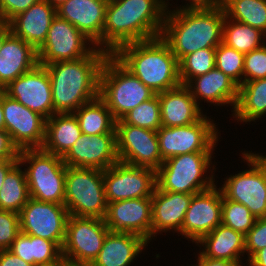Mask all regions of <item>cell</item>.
<instances>
[{
	"label": "cell",
	"mask_w": 266,
	"mask_h": 266,
	"mask_svg": "<svg viewBox=\"0 0 266 266\" xmlns=\"http://www.w3.org/2000/svg\"><path fill=\"white\" fill-rule=\"evenodd\" d=\"M40 0H0V22L9 23Z\"/></svg>",
	"instance_id": "43"
},
{
	"label": "cell",
	"mask_w": 266,
	"mask_h": 266,
	"mask_svg": "<svg viewBox=\"0 0 266 266\" xmlns=\"http://www.w3.org/2000/svg\"><path fill=\"white\" fill-rule=\"evenodd\" d=\"M73 114L83 134H116V120L99 96L80 106Z\"/></svg>",
	"instance_id": "31"
},
{
	"label": "cell",
	"mask_w": 266,
	"mask_h": 266,
	"mask_svg": "<svg viewBox=\"0 0 266 266\" xmlns=\"http://www.w3.org/2000/svg\"><path fill=\"white\" fill-rule=\"evenodd\" d=\"M212 152L181 154L165 160L156 171V187L165 192L197 194L212 188L213 176L202 178Z\"/></svg>",
	"instance_id": "8"
},
{
	"label": "cell",
	"mask_w": 266,
	"mask_h": 266,
	"mask_svg": "<svg viewBox=\"0 0 266 266\" xmlns=\"http://www.w3.org/2000/svg\"><path fill=\"white\" fill-rule=\"evenodd\" d=\"M66 166L106 170L119 161L116 134L81 136L62 157Z\"/></svg>",
	"instance_id": "19"
},
{
	"label": "cell",
	"mask_w": 266,
	"mask_h": 266,
	"mask_svg": "<svg viewBox=\"0 0 266 266\" xmlns=\"http://www.w3.org/2000/svg\"><path fill=\"white\" fill-rule=\"evenodd\" d=\"M5 94L43 116L46 120L54 114L50 76L45 66L32 70L4 87Z\"/></svg>",
	"instance_id": "17"
},
{
	"label": "cell",
	"mask_w": 266,
	"mask_h": 266,
	"mask_svg": "<svg viewBox=\"0 0 266 266\" xmlns=\"http://www.w3.org/2000/svg\"><path fill=\"white\" fill-rule=\"evenodd\" d=\"M223 9L228 19L250 25L266 34V0H230Z\"/></svg>",
	"instance_id": "35"
},
{
	"label": "cell",
	"mask_w": 266,
	"mask_h": 266,
	"mask_svg": "<svg viewBox=\"0 0 266 266\" xmlns=\"http://www.w3.org/2000/svg\"><path fill=\"white\" fill-rule=\"evenodd\" d=\"M106 0H67L56 8L59 17L74 25L94 46H102Z\"/></svg>",
	"instance_id": "21"
},
{
	"label": "cell",
	"mask_w": 266,
	"mask_h": 266,
	"mask_svg": "<svg viewBox=\"0 0 266 266\" xmlns=\"http://www.w3.org/2000/svg\"><path fill=\"white\" fill-rule=\"evenodd\" d=\"M64 205L69 215L104 219L108 203L103 171L67 166Z\"/></svg>",
	"instance_id": "7"
},
{
	"label": "cell",
	"mask_w": 266,
	"mask_h": 266,
	"mask_svg": "<svg viewBox=\"0 0 266 266\" xmlns=\"http://www.w3.org/2000/svg\"><path fill=\"white\" fill-rule=\"evenodd\" d=\"M20 232L19 213L0 210V250L9 249Z\"/></svg>",
	"instance_id": "41"
},
{
	"label": "cell",
	"mask_w": 266,
	"mask_h": 266,
	"mask_svg": "<svg viewBox=\"0 0 266 266\" xmlns=\"http://www.w3.org/2000/svg\"><path fill=\"white\" fill-rule=\"evenodd\" d=\"M68 218L65 205L29 198L19 213L20 231L53 241L62 248Z\"/></svg>",
	"instance_id": "14"
},
{
	"label": "cell",
	"mask_w": 266,
	"mask_h": 266,
	"mask_svg": "<svg viewBox=\"0 0 266 266\" xmlns=\"http://www.w3.org/2000/svg\"><path fill=\"white\" fill-rule=\"evenodd\" d=\"M249 260L250 266H266V247L257 251Z\"/></svg>",
	"instance_id": "48"
},
{
	"label": "cell",
	"mask_w": 266,
	"mask_h": 266,
	"mask_svg": "<svg viewBox=\"0 0 266 266\" xmlns=\"http://www.w3.org/2000/svg\"><path fill=\"white\" fill-rule=\"evenodd\" d=\"M17 163L18 159H8L0 165V189L4 183L5 176Z\"/></svg>",
	"instance_id": "47"
},
{
	"label": "cell",
	"mask_w": 266,
	"mask_h": 266,
	"mask_svg": "<svg viewBox=\"0 0 266 266\" xmlns=\"http://www.w3.org/2000/svg\"><path fill=\"white\" fill-rule=\"evenodd\" d=\"M107 203L152 197L156 188V171L118 161L103 171Z\"/></svg>",
	"instance_id": "13"
},
{
	"label": "cell",
	"mask_w": 266,
	"mask_h": 266,
	"mask_svg": "<svg viewBox=\"0 0 266 266\" xmlns=\"http://www.w3.org/2000/svg\"><path fill=\"white\" fill-rule=\"evenodd\" d=\"M244 54L221 42L215 51V67L230 77L238 86L243 83ZM242 75V76H241ZM241 76V77H240ZM240 77V78H239Z\"/></svg>",
	"instance_id": "39"
},
{
	"label": "cell",
	"mask_w": 266,
	"mask_h": 266,
	"mask_svg": "<svg viewBox=\"0 0 266 266\" xmlns=\"http://www.w3.org/2000/svg\"><path fill=\"white\" fill-rule=\"evenodd\" d=\"M235 116L243 122L256 120L266 114V78L242 83L238 90Z\"/></svg>",
	"instance_id": "32"
},
{
	"label": "cell",
	"mask_w": 266,
	"mask_h": 266,
	"mask_svg": "<svg viewBox=\"0 0 266 266\" xmlns=\"http://www.w3.org/2000/svg\"><path fill=\"white\" fill-rule=\"evenodd\" d=\"M198 243L202 246L205 244V250L200 253L201 256L228 260L240 266L239 255L245 252V235L221 223L202 237Z\"/></svg>",
	"instance_id": "29"
},
{
	"label": "cell",
	"mask_w": 266,
	"mask_h": 266,
	"mask_svg": "<svg viewBox=\"0 0 266 266\" xmlns=\"http://www.w3.org/2000/svg\"><path fill=\"white\" fill-rule=\"evenodd\" d=\"M81 134L78 120L73 113H56V116L53 114L46 120L42 149L63 157Z\"/></svg>",
	"instance_id": "28"
},
{
	"label": "cell",
	"mask_w": 266,
	"mask_h": 266,
	"mask_svg": "<svg viewBox=\"0 0 266 266\" xmlns=\"http://www.w3.org/2000/svg\"><path fill=\"white\" fill-rule=\"evenodd\" d=\"M0 266H34L7 250H0Z\"/></svg>",
	"instance_id": "45"
},
{
	"label": "cell",
	"mask_w": 266,
	"mask_h": 266,
	"mask_svg": "<svg viewBox=\"0 0 266 266\" xmlns=\"http://www.w3.org/2000/svg\"><path fill=\"white\" fill-rule=\"evenodd\" d=\"M117 155L120 162L155 171L163 163L157 131L116 121Z\"/></svg>",
	"instance_id": "12"
},
{
	"label": "cell",
	"mask_w": 266,
	"mask_h": 266,
	"mask_svg": "<svg viewBox=\"0 0 266 266\" xmlns=\"http://www.w3.org/2000/svg\"><path fill=\"white\" fill-rule=\"evenodd\" d=\"M215 124L206 117L187 126L165 127L157 130L162 161L193 152H212L218 141Z\"/></svg>",
	"instance_id": "10"
},
{
	"label": "cell",
	"mask_w": 266,
	"mask_h": 266,
	"mask_svg": "<svg viewBox=\"0 0 266 266\" xmlns=\"http://www.w3.org/2000/svg\"><path fill=\"white\" fill-rule=\"evenodd\" d=\"M18 162L5 176L0 189V210L20 213L29 196L25 171Z\"/></svg>",
	"instance_id": "33"
},
{
	"label": "cell",
	"mask_w": 266,
	"mask_h": 266,
	"mask_svg": "<svg viewBox=\"0 0 266 266\" xmlns=\"http://www.w3.org/2000/svg\"><path fill=\"white\" fill-rule=\"evenodd\" d=\"M5 160L0 156V165L4 162Z\"/></svg>",
	"instance_id": "57"
},
{
	"label": "cell",
	"mask_w": 266,
	"mask_h": 266,
	"mask_svg": "<svg viewBox=\"0 0 266 266\" xmlns=\"http://www.w3.org/2000/svg\"><path fill=\"white\" fill-rule=\"evenodd\" d=\"M45 1L49 2L53 7L57 8L62 3L66 2L67 0H45Z\"/></svg>",
	"instance_id": "53"
},
{
	"label": "cell",
	"mask_w": 266,
	"mask_h": 266,
	"mask_svg": "<svg viewBox=\"0 0 266 266\" xmlns=\"http://www.w3.org/2000/svg\"><path fill=\"white\" fill-rule=\"evenodd\" d=\"M18 162L30 164L25 170L30 198L64 205L67 166L62 157L42 148L23 149Z\"/></svg>",
	"instance_id": "6"
},
{
	"label": "cell",
	"mask_w": 266,
	"mask_h": 266,
	"mask_svg": "<svg viewBox=\"0 0 266 266\" xmlns=\"http://www.w3.org/2000/svg\"><path fill=\"white\" fill-rule=\"evenodd\" d=\"M96 47L85 57L44 65L49 73L54 114L74 113L99 96V76L108 53Z\"/></svg>",
	"instance_id": "2"
},
{
	"label": "cell",
	"mask_w": 266,
	"mask_h": 266,
	"mask_svg": "<svg viewBox=\"0 0 266 266\" xmlns=\"http://www.w3.org/2000/svg\"><path fill=\"white\" fill-rule=\"evenodd\" d=\"M4 88H0V130H5L4 112L2 108V92Z\"/></svg>",
	"instance_id": "52"
},
{
	"label": "cell",
	"mask_w": 266,
	"mask_h": 266,
	"mask_svg": "<svg viewBox=\"0 0 266 266\" xmlns=\"http://www.w3.org/2000/svg\"><path fill=\"white\" fill-rule=\"evenodd\" d=\"M192 83H195V86ZM186 86L190 89L196 102L201 97L210 103L232 104L235 109L239 86L216 67L193 78Z\"/></svg>",
	"instance_id": "26"
},
{
	"label": "cell",
	"mask_w": 266,
	"mask_h": 266,
	"mask_svg": "<svg viewBox=\"0 0 266 266\" xmlns=\"http://www.w3.org/2000/svg\"><path fill=\"white\" fill-rule=\"evenodd\" d=\"M8 250L34 266L53 262L62 256V248L57 243L22 232Z\"/></svg>",
	"instance_id": "30"
},
{
	"label": "cell",
	"mask_w": 266,
	"mask_h": 266,
	"mask_svg": "<svg viewBox=\"0 0 266 266\" xmlns=\"http://www.w3.org/2000/svg\"><path fill=\"white\" fill-rule=\"evenodd\" d=\"M222 198L220 189L212 188L194 194L186 211L182 235L196 243L217 228L222 222Z\"/></svg>",
	"instance_id": "20"
},
{
	"label": "cell",
	"mask_w": 266,
	"mask_h": 266,
	"mask_svg": "<svg viewBox=\"0 0 266 266\" xmlns=\"http://www.w3.org/2000/svg\"><path fill=\"white\" fill-rule=\"evenodd\" d=\"M243 155L252 168L227 178L221 192L246 206L256 219L266 217V168L253 153Z\"/></svg>",
	"instance_id": "11"
},
{
	"label": "cell",
	"mask_w": 266,
	"mask_h": 266,
	"mask_svg": "<svg viewBox=\"0 0 266 266\" xmlns=\"http://www.w3.org/2000/svg\"><path fill=\"white\" fill-rule=\"evenodd\" d=\"M38 64L37 50L11 32L0 50V88L6 87Z\"/></svg>",
	"instance_id": "24"
},
{
	"label": "cell",
	"mask_w": 266,
	"mask_h": 266,
	"mask_svg": "<svg viewBox=\"0 0 266 266\" xmlns=\"http://www.w3.org/2000/svg\"><path fill=\"white\" fill-rule=\"evenodd\" d=\"M165 10L167 4L163 0H121L108 4L102 30V45L105 46L102 49L114 54L125 44L160 37Z\"/></svg>",
	"instance_id": "1"
},
{
	"label": "cell",
	"mask_w": 266,
	"mask_h": 266,
	"mask_svg": "<svg viewBox=\"0 0 266 266\" xmlns=\"http://www.w3.org/2000/svg\"><path fill=\"white\" fill-rule=\"evenodd\" d=\"M244 54L243 83L266 78V44Z\"/></svg>",
	"instance_id": "40"
},
{
	"label": "cell",
	"mask_w": 266,
	"mask_h": 266,
	"mask_svg": "<svg viewBox=\"0 0 266 266\" xmlns=\"http://www.w3.org/2000/svg\"><path fill=\"white\" fill-rule=\"evenodd\" d=\"M18 149L12 144L6 130H0V156L4 160L18 159Z\"/></svg>",
	"instance_id": "44"
},
{
	"label": "cell",
	"mask_w": 266,
	"mask_h": 266,
	"mask_svg": "<svg viewBox=\"0 0 266 266\" xmlns=\"http://www.w3.org/2000/svg\"><path fill=\"white\" fill-rule=\"evenodd\" d=\"M11 33L9 24L0 22V50L4 39Z\"/></svg>",
	"instance_id": "50"
},
{
	"label": "cell",
	"mask_w": 266,
	"mask_h": 266,
	"mask_svg": "<svg viewBox=\"0 0 266 266\" xmlns=\"http://www.w3.org/2000/svg\"><path fill=\"white\" fill-rule=\"evenodd\" d=\"M216 47L199 49L184 56L179 61L181 84L187 85L193 78L203 75L215 68Z\"/></svg>",
	"instance_id": "36"
},
{
	"label": "cell",
	"mask_w": 266,
	"mask_h": 266,
	"mask_svg": "<svg viewBox=\"0 0 266 266\" xmlns=\"http://www.w3.org/2000/svg\"><path fill=\"white\" fill-rule=\"evenodd\" d=\"M229 1L230 0H214V8H216V7H223Z\"/></svg>",
	"instance_id": "54"
},
{
	"label": "cell",
	"mask_w": 266,
	"mask_h": 266,
	"mask_svg": "<svg viewBox=\"0 0 266 266\" xmlns=\"http://www.w3.org/2000/svg\"><path fill=\"white\" fill-rule=\"evenodd\" d=\"M89 39L74 25L56 15L43 45L37 50L39 65L73 61L87 56L94 48H86Z\"/></svg>",
	"instance_id": "16"
},
{
	"label": "cell",
	"mask_w": 266,
	"mask_h": 266,
	"mask_svg": "<svg viewBox=\"0 0 266 266\" xmlns=\"http://www.w3.org/2000/svg\"><path fill=\"white\" fill-rule=\"evenodd\" d=\"M160 103L162 126H187L199 121L201 109L186 85L157 94Z\"/></svg>",
	"instance_id": "25"
},
{
	"label": "cell",
	"mask_w": 266,
	"mask_h": 266,
	"mask_svg": "<svg viewBox=\"0 0 266 266\" xmlns=\"http://www.w3.org/2000/svg\"><path fill=\"white\" fill-rule=\"evenodd\" d=\"M227 19L225 17L223 23V43L243 54H247L263 46L260 40L262 38L261 36L265 37L266 34L260 29L235 20L227 21Z\"/></svg>",
	"instance_id": "34"
},
{
	"label": "cell",
	"mask_w": 266,
	"mask_h": 266,
	"mask_svg": "<svg viewBox=\"0 0 266 266\" xmlns=\"http://www.w3.org/2000/svg\"><path fill=\"white\" fill-rule=\"evenodd\" d=\"M109 231L104 219L69 215L62 255L72 266H90Z\"/></svg>",
	"instance_id": "9"
},
{
	"label": "cell",
	"mask_w": 266,
	"mask_h": 266,
	"mask_svg": "<svg viewBox=\"0 0 266 266\" xmlns=\"http://www.w3.org/2000/svg\"><path fill=\"white\" fill-rule=\"evenodd\" d=\"M167 13L160 37L178 61L199 49L217 47L222 42L226 17L223 7L180 8Z\"/></svg>",
	"instance_id": "3"
},
{
	"label": "cell",
	"mask_w": 266,
	"mask_h": 266,
	"mask_svg": "<svg viewBox=\"0 0 266 266\" xmlns=\"http://www.w3.org/2000/svg\"><path fill=\"white\" fill-rule=\"evenodd\" d=\"M256 218L250 210L238 202L222 198V224L246 235L254 226Z\"/></svg>",
	"instance_id": "38"
},
{
	"label": "cell",
	"mask_w": 266,
	"mask_h": 266,
	"mask_svg": "<svg viewBox=\"0 0 266 266\" xmlns=\"http://www.w3.org/2000/svg\"><path fill=\"white\" fill-rule=\"evenodd\" d=\"M147 243L136 234L109 231L90 266H128Z\"/></svg>",
	"instance_id": "27"
},
{
	"label": "cell",
	"mask_w": 266,
	"mask_h": 266,
	"mask_svg": "<svg viewBox=\"0 0 266 266\" xmlns=\"http://www.w3.org/2000/svg\"><path fill=\"white\" fill-rule=\"evenodd\" d=\"M105 225L113 232L132 233L151 239L152 198H136L108 203Z\"/></svg>",
	"instance_id": "18"
},
{
	"label": "cell",
	"mask_w": 266,
	"mask_h": 266,
	"mask_svg": "<svg viewBox=\"0 0 266 266\" xmlns=\"http://www.w3.org/2000/svg\"><path fill=\"white\" fill-rule=\"evenodd\" d=\"M5 130L18 149L42 148L45 140L46 119L22 103L2 92Z\"/></svg>",
	"instance_id": "15"
},
{
	"label": "cell",
	"mask_w": 266,
	"mask_h": 266,
	"mask_svg": "<svg viewBox=\"0 0 266 266\" xmlns=\"http://www.w3.org/2000/svg\"><path fill=\"white\" fill-rule=\"evenodd\" d=\"M160 113L159 97L155 94L127 112L121 120L126 124L157 131L162 126Z\"/></svg>",
	"instance_id": "37"
},
{
	"label": "cell",
	"mask_w": 266,
	"mask_h": 266,
	"mask_svg": "<svg viewBox=\"0 0 266 266\" xmlns=\"http://www.w3.org/2000/svg\"><path fill=\"white\" fill-rule=\"evenodd\" d=\"M191 4L183 6L185 8L199 9V8H214V0H190Z\"/></svg>",
	"instance_id": "49"
},
{
	"label": "cell",
	"mask_w": 266,
	"mask_h": 266,
	"mask_svg": "<svg viewBox=\"0 0 266 266\" xmlns=\"http://www.w3.org/2000/svg\"><path fill=\"white\" fill-rule=\"evenodd\" d=\"M56 8L40 0L15 16L8 24L11 32L38 50L46 40Z\"/></svg>",
	"instance_id": "22"
},
{
	"label": "cell",
	"mask_w": 266,
	"mask_h": 266,
	"mask_svg": "<svg viewBox=\"0 0 266 266\" xmlns=\"http://www.w3.org/2000/svg\"><path fill=\"white\" fill-rule=\"evenodd\" d=\"M260 161H261V163L265 166V168H266V156L264 157V156H260V155H258V154H254Z\"/></svg>",
	"instance_id": "55"
},
{
	"label": "cell",
	"mask_w": 266,
	"mask_h": 266,
	"mask_svg": "<svg viewBox=\"0 0 266 266\" xmlns=\"http://www.w3.org/2000/svg\"><path fill=\"white\" fill-rule=\"evenodd\" d=\"M194 194L165 192L155 188L152 195L151 237L159 231L176 229L182 234V225Z\"/></svg>",
	"instance_id": "23"
},
{
	"label": "cell",
	"mask_w": 266,
	"mask_h": 266,
	"mask_svg": "<svg viewBox=\"0 0 266 266\" xmlns=\"http://www.w3.org/2000/svg\"><path fill=\"white\" fill-rule=\"evenodd\" d=\"M155 94L113 54H108L100 71L99 97L116 121Z\"/></svg>",
	"instance_id": "5"
},
{
	"label": "cell",
	"mask_w": 266,
	"mask_h": 266,
	"mask_svg": "<svg viewBox=\"0 0 266 266\" xmlns=\"http://www.w3.org/2000/svg\"><path fill=\"white\" fill-rule=\"evenodd\" d=\"M266 247V217L257 218L254 226L245 235V252L249 259Z\"/></svg>",
	"instance_id": "42"
},
{
	"label": "cell",
	"mask_w": 266,
	"mask_h": 266,
	"mask_svg": "<svg viewBox=\"0 0 266 266\" xmlns=\"http://www.w3.org/2000/svg\"><path fill=\"white\" fill-rule=\"evenodd\" d=\"M113 55L156 94L181 85L179 61L161 37L125 44Z\"/></svg>",
	"instance_id": "4"
},
{
	"label": "cell",
	"mask_w": 266,
	"mask_h": 266,
	"mask_svg": "<svg viewBox=\"0 0 266 266\" xmlns=\"http://www.w3.org/2000/svg\"><path fill=\"white\" fill-rule=\"evenodd\" d=\"M37 266H72V264L62 255L60 258L56 259L53 262L40 264Z\"/></svg>",
	"instance_id": "51"
},
{
	"label": "cell",
	"mask_w": 266,
	"mask_h": 266,
	"mask_svg": "<svg viewBox=\"0 0 266 266\" xmlns=\"http://www.w3.org/2000/svg\"><path fill=\"white\" fill-rule=\"evenodd\" d=\"M199 266H239L235 262H231L224 259H213L208 257H203L199 254L198 257Z\"/></svg>",
	"instance_id": "46"
},
{
	"label": "cell",
	"mask_w": 266,
	"mask_h": 266,
	"mask_svg": "<svg viewBox=\"0 0 266 266\" xmlns=\"http://www.w3.org/2000/svg\"><path fill=\"white\" fill-rule=\"evenodd\" d=\"M118 1H121V0H106V2L108 4L115 3V2H118Z\"/></svg>",
	"instance_id": "56"
}]
</instances>
